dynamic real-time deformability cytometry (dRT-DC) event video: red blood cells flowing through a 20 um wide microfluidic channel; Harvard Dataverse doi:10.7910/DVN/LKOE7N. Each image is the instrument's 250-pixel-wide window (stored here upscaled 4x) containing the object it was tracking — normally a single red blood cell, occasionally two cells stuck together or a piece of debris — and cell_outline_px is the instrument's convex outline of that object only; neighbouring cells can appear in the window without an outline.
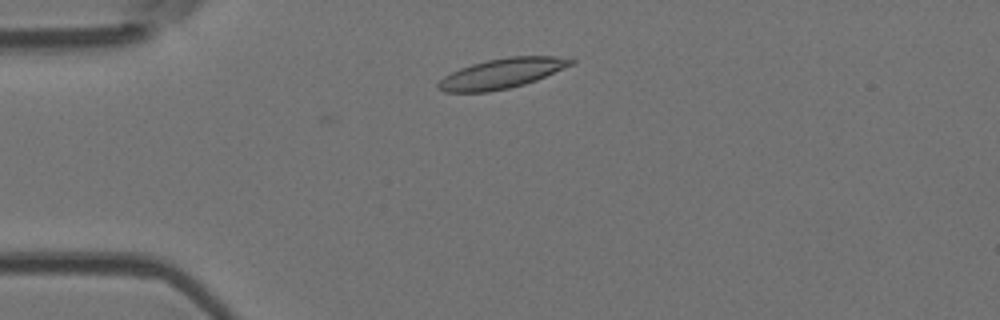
{"species": "Egyptian fruit bat (a non-hibernating species)", "species_latin": "Rousettus aegyptiacus", "temperature_condition": "room temperature", "stored_images_in_passage": 3, "camera_frame_rate_fps": 3000, "um_per_image_px": 0.085, "animal": {"sex": "female"}, "frame": {"image": 1, "passage_image": 2, "time_ms": 1.0, "image_size_px": [1000, 320], "cell_outline_px": [[576, 60], [572, 64], [536, 80], [524, 84], [508, 88], [488, 92], [444, 92], [436, 88], [436, 84], [444, 76], [460, 68], [472, 64], [488, 60], [508, 56], [556, 56]], "centroid_in_image_um": [42.61, 6.25], "position_along_channel_um": 42.4, "area_um2": 23.0}}